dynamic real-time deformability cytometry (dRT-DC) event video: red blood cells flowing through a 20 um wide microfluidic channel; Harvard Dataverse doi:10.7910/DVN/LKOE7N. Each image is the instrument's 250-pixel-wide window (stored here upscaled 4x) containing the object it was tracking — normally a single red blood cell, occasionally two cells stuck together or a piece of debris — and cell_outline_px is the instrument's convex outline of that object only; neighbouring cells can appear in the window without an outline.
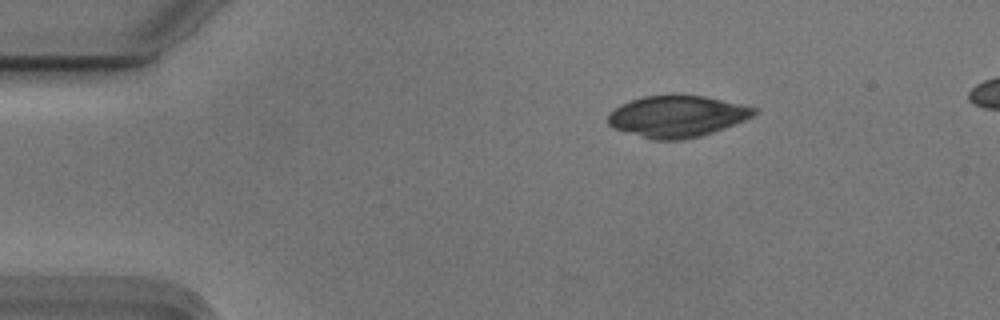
{"species": "Egyptian fruit bat (a non-hibernating species)", "species_latin": "Rousettus aegyptiacus", "temperature_condition": "cold", "stored_images_in_passage": 46, "camera_frame_rate_fps": 3000, "um_per_image_px": 0.085, "animal": {"sex": "male"}, "frame": {"image": 1, "passage_image": 1, "time_ms": 0.0, "image_size_px": [1000, 320], "cell_outline_px": [[756, 112], [752, 116], [744, 120], [724, 128], [700, 136], [680, 140], [652, 140], [612, 128], [608, 124], [608, 112], [632, 100], [644, 96], [672, 92], [676, 92], [704, 96], [740, 104], [756, 108]], "centroid_in_image_um": [57.51, 9.86], "position_along_channel_um": 27.5, "area_um2": 35.72}}